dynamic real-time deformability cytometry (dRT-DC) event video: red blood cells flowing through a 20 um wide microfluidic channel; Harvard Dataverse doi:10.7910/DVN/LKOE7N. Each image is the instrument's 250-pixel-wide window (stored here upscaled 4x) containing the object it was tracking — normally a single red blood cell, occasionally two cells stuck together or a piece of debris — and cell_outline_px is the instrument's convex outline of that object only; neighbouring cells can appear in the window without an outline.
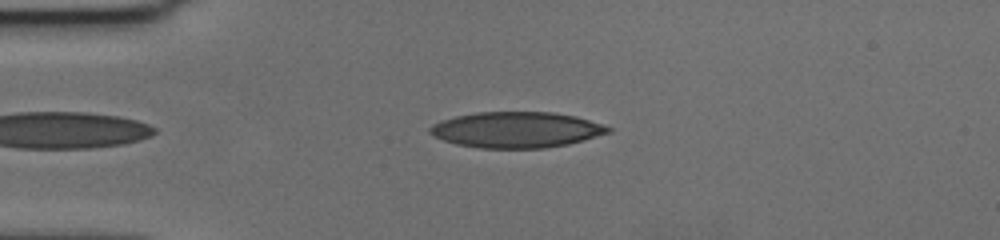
{"species": "human", "species_latin": "Homo sapiens", "temperature_condition": "cold", "stored_images_in_passage": 45, "camera_frame_rate_fps": 3000, "um_per_image_px": 0.085, "donor": {"sex": "female"}, "frame": {"image": 1, "passage_image": 7, "time_ms": 2.0, "image_size_px": [1000, 240], "cell_outline_px": [[612, 132], [584, 140], [568, 144], [544, 148], [480, 148], [456, 144], [444, 140], [428, 132], [428, 128], [432, 124], [440, 120], [456, 116], [476, 112], [552, 112], [576, 116], [612, 128]], "centroid_in_image_um": [43.88, 11.03], "position_along_channel_um": 41.1, "area_um2": 37.22}}
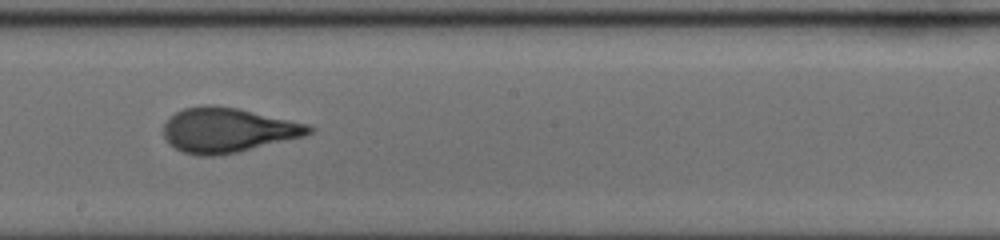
{"frame": {"image": 2, "passage_image": 25, "time_ms": 8.0, "image_size_px": [1000, 240], "cell_outline_px": [[316, 128], [312, 132], [304, 136], [220, 156], [196, 156], [180, 152], [168, 144], [164, 136], [164, 124], [176, 112], [184, 108], [204, 104], [212, 104], [240, 108], [308, 124]], "centroid_in_image_um": [19.33, 11.06], "position_along_channel_um": 228.9, "area_um2": 38.21}}
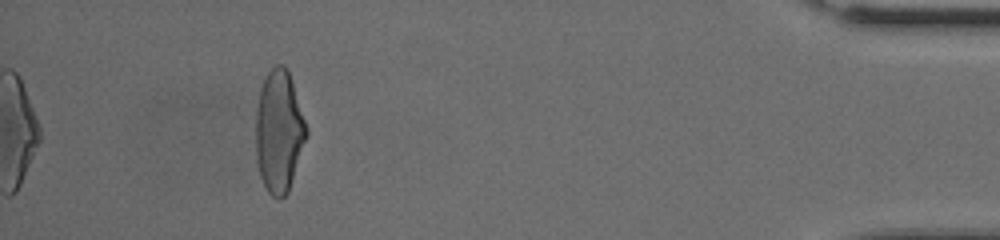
{"frame": {"image": 3, "passage_image": 45, "time_ms": 14.667, "image_size_px": [1000, 240], "cell_outline_px": [[308, 136], [288, 192], [280, 200], [276, 200], [268, 192], [260, 176], [256, 160], [256, 108], [260, 88], [264, 76], [276, 64], [284, 64], [288, 68], [308, 128]], "centroid_in_image_um": [23.72, 11.16], "position_along_channel_um": 411.5, "area_um2": 36.59}, "authors_computed_cell_mechanics": {"area_um2": 36.9342, "velocity_mm_per_s": 3.6382, "shape_relaxation_time_tau1_ms": 5.8666, "shape_relaxation_time_tau2_ms": 0.909, "deformation_change_tau1": 0.2314, "deformation_change_tau2": 0.0691}}